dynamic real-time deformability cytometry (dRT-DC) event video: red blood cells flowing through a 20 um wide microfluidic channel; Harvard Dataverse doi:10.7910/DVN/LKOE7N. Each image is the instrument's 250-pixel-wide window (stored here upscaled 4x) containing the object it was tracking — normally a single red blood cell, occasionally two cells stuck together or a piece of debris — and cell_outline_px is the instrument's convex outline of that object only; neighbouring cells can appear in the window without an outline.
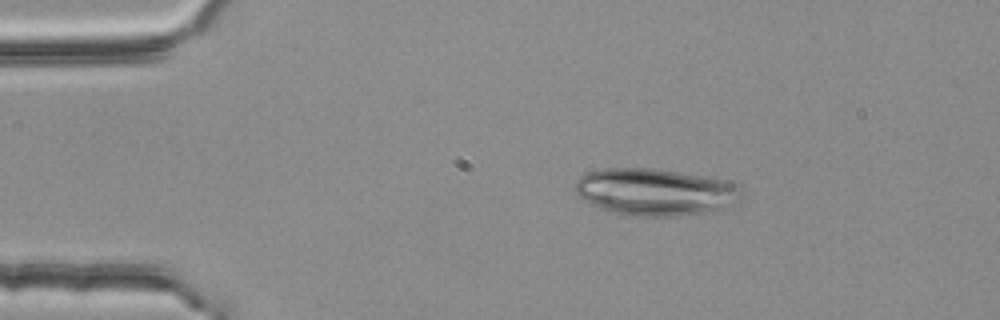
{"species": "common noctule bat (a hibernating species)", "species_latin": "Nyctalus noctula", "temperature_condition": "room temperature", "stored_images_in_passage": 3, "camera_frame_rate_fps": 3000, "um_per_image_px": 0.085, "animal": {"sex": "female", "body_mass_g": 25.1}, "frame": {"image": 1, "passage_image": 2, "time_ms": 0.333, "image_size_px": [1000, 320], "cell_outline_px": [[740, 200], [736, 204], [712, 212], [676, 216], [632, 216], [612, 212], [592, 204], [584, 200], [576, 192], [576, 184], [580, 176], [588, 172], [604, 168], [656, 168], [728, 180], [736, 184], [740, 192]], "centroid_in_image_um": [55.74, 16.32], "position_along_channel_um": 29.3, "area_um2": 45.72}}